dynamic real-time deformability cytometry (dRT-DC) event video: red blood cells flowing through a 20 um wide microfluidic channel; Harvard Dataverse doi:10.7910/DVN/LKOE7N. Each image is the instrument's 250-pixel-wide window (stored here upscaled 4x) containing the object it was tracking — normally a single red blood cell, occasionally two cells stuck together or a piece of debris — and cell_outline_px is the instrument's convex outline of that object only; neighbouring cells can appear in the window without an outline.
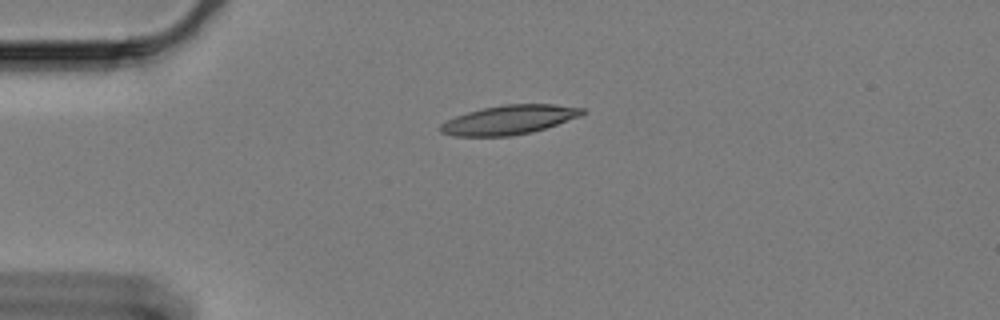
{"species": "Egyptian fruit bat (a non-hibernating species)", "species_latin": "Rousettus aegyptiacus", "temperature_condition": "cold", "stored_images_in_passage": 47, "camera_frame_rate_fps": 3000, "um_per_image_px": 0.085, "animal": {"sex": "female"}, "frame": {"image": 1, "passage_image": 1, "time_ms": 0.0, "image_size_px": [1000, 320], "cell_outline_px": [[588, 112], [580, 116], [532, 132], [508, 136], [456, 136], [440, 132], [440, 124], [456, 116], [468, 112], [484, 108], [504, 104], [556, 104], [584, 108]], "centroid_in_image_um": [43.31, 10.17], "position_along_channel_um": 41.7, "area_um2": 23.93}}
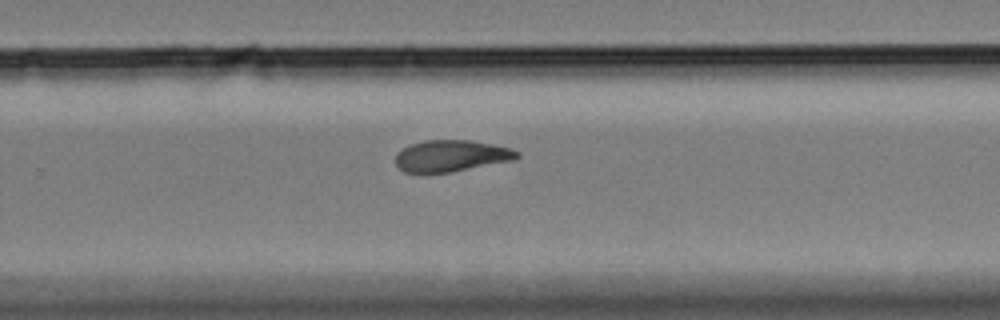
{"frame": {"image": 2, "passage_image": 26, "time_ms": 8.333, "image_size_px": [1000, 320], "cell_outline_px": [[520, 156], [516, 160], [448, 172], [404, 172], [396, 164], [396, 152], [408, 144], [424, 140], [468, 140], [492, 144], [512, 148], [520, 152]], "centroid_in_image_um": [38.37, 13.23], "position_along_channel_um": 291.4, "area_um2": 22.37}}
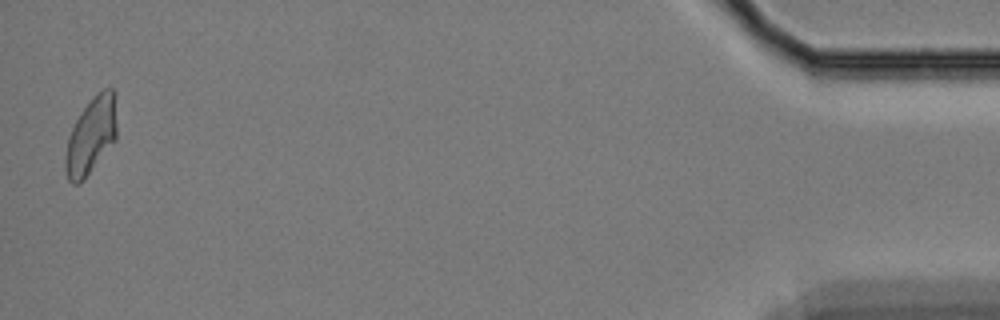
{"frame": {"image": 3, "passage_image": 46, "time_ms": 15.0, "image_size_px": [1000, 320], "cell_outline_px": [[116, 140], [84, 180], [76, 184], [72, 184], [68, 180], [64, 168], [64, 160], [68, 136], [80, 112], [92, 96], [96, 92], [104, 88], [112, 88], [116, 96]], "centroid_in_image_um": [7.74, 11.53], "position_along_channel_um": 427.5, "area_um2": 23.41}, "authors_computed_cell_mechanics": {"area_um2": 23.0044, "velocity_mm_per_s": 3.3158, "shape_relaxation_time_tau1_ms": 8.0179, "shape_relaxation_time_tau2_ms": 4.4612, "deformation_change_tau1": 0.1858, "deformation_change_tau2": 0.1042}}